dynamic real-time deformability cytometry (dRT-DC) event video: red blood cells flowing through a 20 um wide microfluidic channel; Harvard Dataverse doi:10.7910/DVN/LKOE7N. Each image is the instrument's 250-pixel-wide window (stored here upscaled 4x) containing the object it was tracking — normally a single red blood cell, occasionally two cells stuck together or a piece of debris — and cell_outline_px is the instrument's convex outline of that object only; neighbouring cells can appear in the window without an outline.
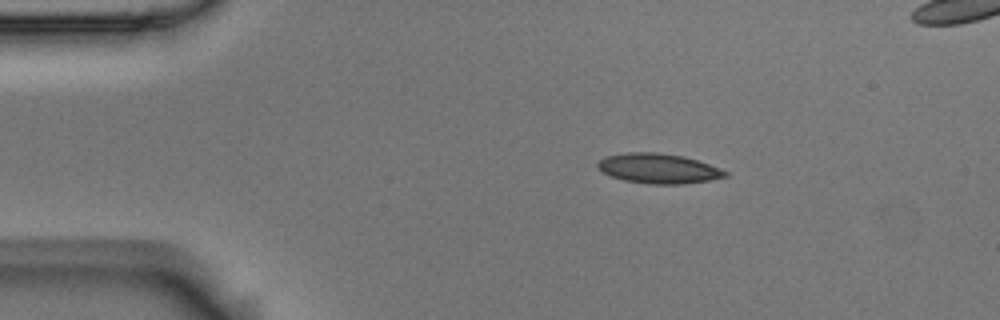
{"species": "Egyptian fruit bat (a non-hibernating species)", "species_latin": "Rousettus aegyptiacus", "temperature_condition": "room temperature", "stored_images_in_passage": 7, "camera_frame_rate_fps": 3000, "um_per_image_px": 0.085, "animal": {"sex": "male"}, "frame": {"image": 1, "passage_image": 2, "time_ms": 0.333, "image_size_px": [1000, 320], "cell_outline_px": [[728, 176], [708, 180], [684, 184], [652, 184], [624, 180], [612, 176], [596, 168], [596, 164], [600, 160], [608, 156], [628, 152], [656, 152], [684, 156], [720, 168], [728, 172]], "centroid_in_image_um": [55.97, 14.32], "position_along_channel_um": 29.0, "area_um2": 22.02}}
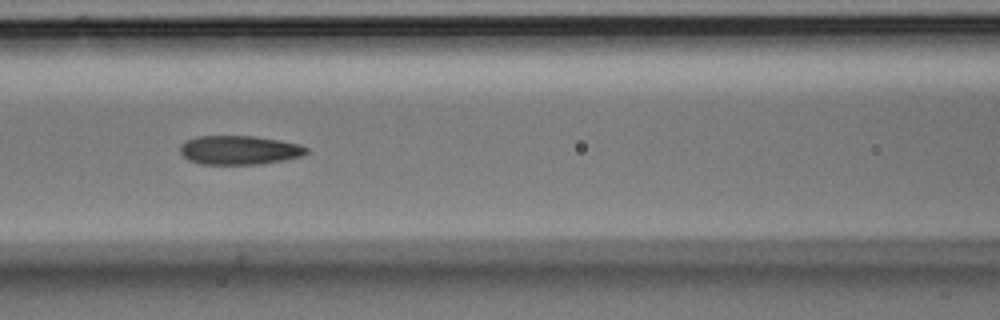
{"frame": {"image": 2, "passage_image": 6, "time_ms": 1.667, "image_size_px": [1000, 320], "cell_outline_px": [[308, 152], [300, 156], [284, 160], [260, 164], [200, 164], [188, 160], [180, 152], [180, 144], [184, 140], [196, 136], [252, 136], [280, 140], [300, 144], [308, 148]], "centroid_in_image_um": [20.31, 12.75], "position_along_channel_um": 146.3, "area_um2": 21.44}}
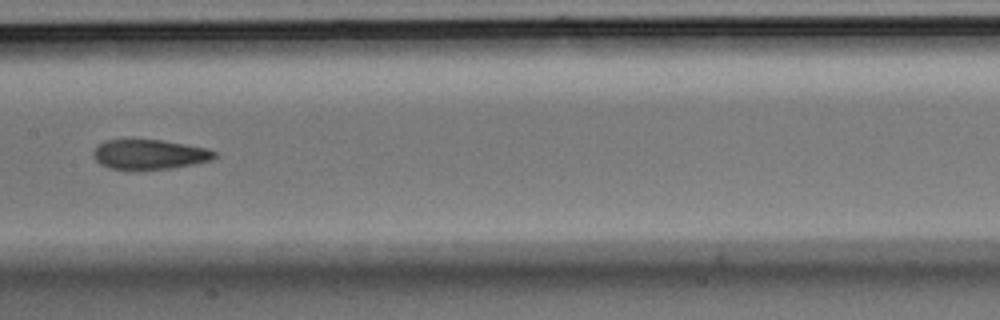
{"frame": {"image": 3, "passage_image": 7, "time_ms": 2.0, "image_size_px": [1000, 320], "cell_outline_px": [[216, 156], [212, 160], [196, 164], [172, 168], [136, 172], [108, 168], [100, 164], [92, 156], [92, 152], [96, 144], [104, 140], [160, 140], [208, 148], [216, 152]], "centroid_in_image_um": [12.65, 13.16], "position_along_channel_um": 194.7, "area_um2": 21.79}}